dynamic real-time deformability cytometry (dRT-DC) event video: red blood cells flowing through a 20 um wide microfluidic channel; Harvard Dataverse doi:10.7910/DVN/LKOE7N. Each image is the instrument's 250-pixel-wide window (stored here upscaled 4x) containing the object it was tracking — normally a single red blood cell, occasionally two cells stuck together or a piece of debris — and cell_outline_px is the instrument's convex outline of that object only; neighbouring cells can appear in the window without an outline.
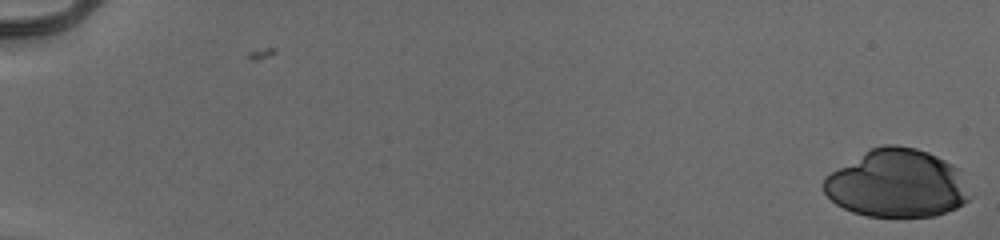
{"species": "human", "species_latin": "Homo sapiens", "temperature_condition": "cold", "stored_images_in_passage": 24, "camera_frame_rate_fps": 3000, "um_per_image_px": 0.085, "donor": {"sex": "male"}, "frame": {"image": 1, "passage_image": 1, "time_ms": 0.0, "image_size_px": [1000, 240], "cell_outline_px": [[968, 200], [964, 204], [956, 208], [936, 216], [864, 216], [852, 212], [836, 204], [824, 192], [820, 184], [824, 176], [872, 148], [884, 144], [896, 144], [916, 148], [928, 152], [952, 164], [956, 168], [968, 196]], "centroid_in_image_um": [76.17, 15.6], "position_along_channel_um": 8.8, "area_um2": 57.34}}